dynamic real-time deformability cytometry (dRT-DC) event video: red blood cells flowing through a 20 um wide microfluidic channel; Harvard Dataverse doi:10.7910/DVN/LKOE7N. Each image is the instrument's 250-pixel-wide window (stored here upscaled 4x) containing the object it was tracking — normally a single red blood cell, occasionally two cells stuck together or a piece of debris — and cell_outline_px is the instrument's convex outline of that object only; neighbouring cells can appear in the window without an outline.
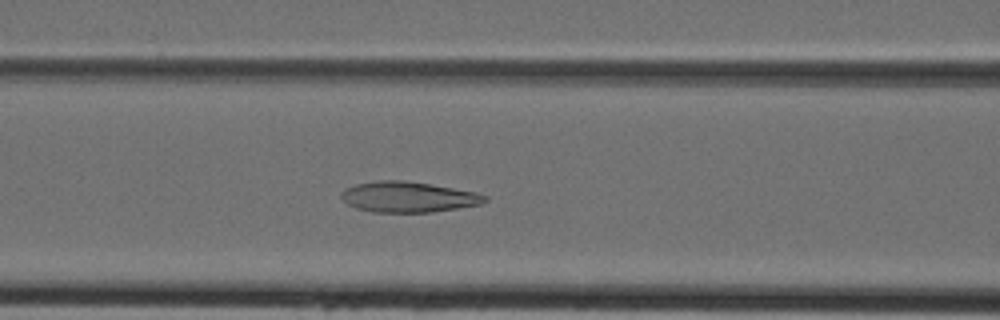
{"species": "Egyptian fruit bat (a non-hibernating species)", "species_latin": "Rousettus aegyptiacus", "temperature_condition": "cold", "stored_images_in_passage": 44, "camera_frame_rate_fps": 3000, "um_per_image_px": 0.085, "animal": {"sex": "female"}, "frame": {"image": 1, "passage_image": 18, "time_ms": 5.667, "image_size_px": [1000, 320], "cell_outline_px": [[488, 200], [480, 204], [432, 212], [372, 212], [356, 208], [348, 204], [340, 196], [344, 188], [356, 184], [380, 180], [404, 180], [476, 192], [488, 196]], "centroid_in_image_um": [34.68, 16.74], "position_along_channel_um": 131.9, "area_um2": 25.43}}
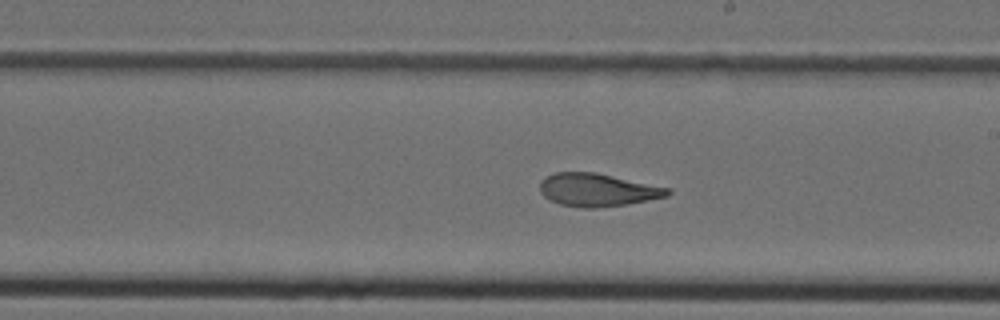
{"frame": {"image": 2, "passage_image": 25, "time_ms": 8.0, "image_size_px": [1000, 320], "cell_outline_px": [[672, 192], [668, 196], [624, 204], [596, 208], [580, 208], [560, 204], [544, 196], [540, 192], [540, 180], [544, 176], [556, 172], [596, 172], [672, 188]], "centroid_in_image_um": [50.79, 16.13], "position_along_channel_um": 238.2, "area_um2": 24.62}}
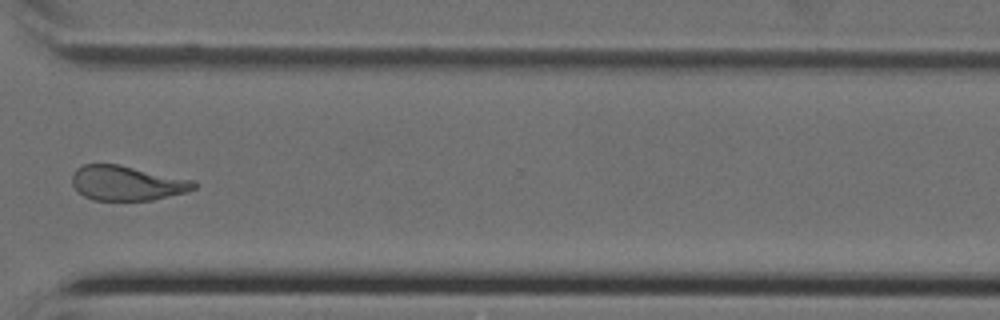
{"frame": {"image": 3, "passage_image": 33, "time_ms": 10.667, "image_size_px": [1000, 320], "cell_outline_px": [[196, 188], [188, 192], [152, 200], [92, 200], [84, 196], [72, 184], [72, 172], [76, 168], [84, 164], [120, 164], [196, 180]], "centroid_in_image_um": [10.82, 15.55], "position_along_channel_um": 359.8, "area_um2": 24.97}}